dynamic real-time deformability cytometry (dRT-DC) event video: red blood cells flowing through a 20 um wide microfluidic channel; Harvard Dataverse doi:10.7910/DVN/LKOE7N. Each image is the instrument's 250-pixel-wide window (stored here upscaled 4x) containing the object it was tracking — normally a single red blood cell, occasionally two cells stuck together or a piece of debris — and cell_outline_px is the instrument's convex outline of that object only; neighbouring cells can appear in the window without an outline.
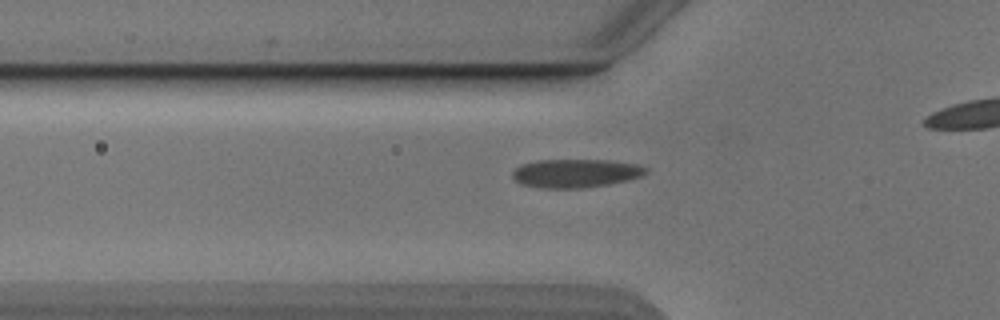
{"species": "Egyptian fruit bat (a non-hibernating species)", "species_latin": "Rousettus aegyptiacus", "temperature_condition": "cold", "stored_images_in_passage": 41, "camera_frame_rate_fps": 3000, "um_per_image_px": 0.085, "animal": {"sex": "male"}, "frame": {"image": 1, "passage_image": 14, "time_ms": 4.333, "image_size_px": [1000, 320], "cell_outline_px": [[648, 172], [644, 176], [628, 180], [608, 184], [580, 188], [544, 188], [520, 184], [512, 176], [512, 172], [520, 164], [536, 160], [608, 160], [640, 164], [648, 168]], "centroid_in_image_um": [48.96, 14.72], "position_along_channel_um": 76.8, "area_um2": 22.37}}
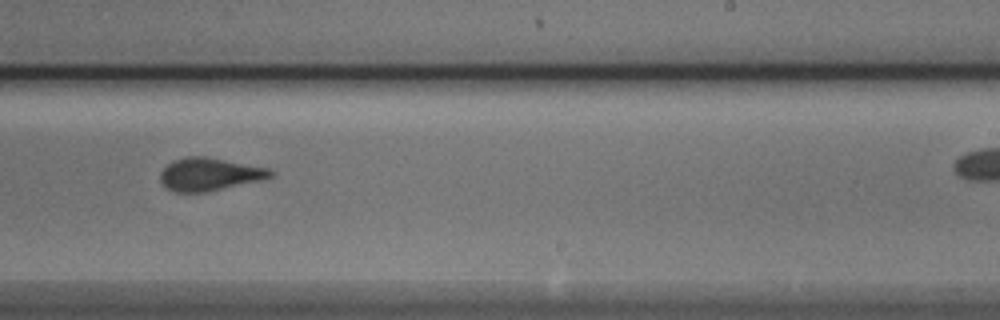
{"frame": {"image": 2, "passage_image": 29, "time_ms": 9.333, "image_size_px": [1000, 320], "cell_outline_px": [[276, 176], [264, 180], [208, 192], [172, 192], [160, 180], [160, 172], [168, 164], [184, 156], [204, 156], [268, 168], [276, 172]], "centroid_in_image_um": [17.86, 14.82], "position_along_channel_um": 271.1, "area_um2": 21.27}}
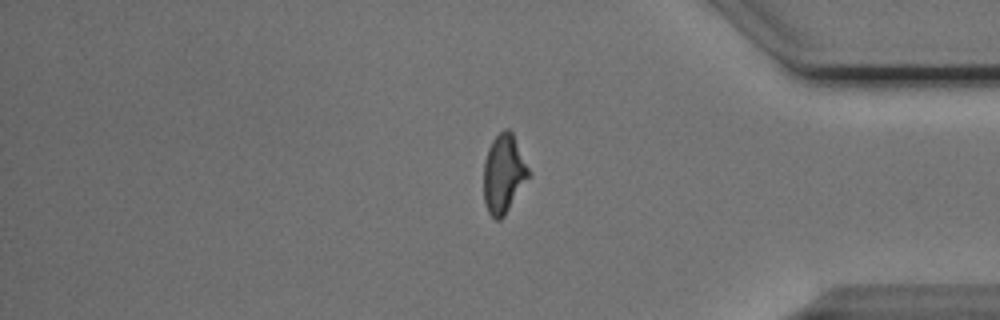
{"frame": {"image": 3, "passage_image": 40, "time_ms": 13.0, "image_size_px": [1000, 320], "cell_outline_px": [[532, 172], [504, 216], [500, 220], [496, 220], [488, 212], [484, 204], [484, 164], [488, 148], [492, 140], [504, 128], [508, 128], [512, 132]], "centroid_in_image_um": [42.82, 14.76], "position_along_channel_um": 392.4, "area_um2": 20.69}}